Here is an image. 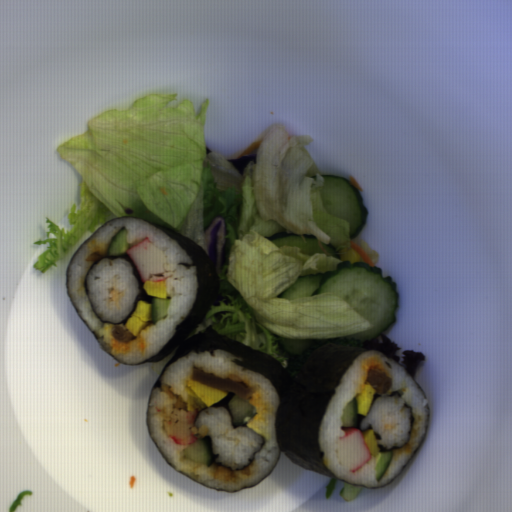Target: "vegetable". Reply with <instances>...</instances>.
Listing matches in <instances>:
<instances>
[{
	"mask_svg": "<svg viewBox=\"0 0 512 512\" xmlns=\"http://www.w3.org/2000/svg\"><path fill=\"white\" fill-rule=\"evenodd\" d=\"M178 100L174 92L143 95L127 110L99 113L87 121L86 132L60 142L55 150L80 179L78 206L66 213L67 231L46 218V238L33 243L48 247L32 269L43 273L71 263L93 235L121 217L161 225L203 249L205 230L219 215L225 232L218 295L186 340L212 325L287 368L288 351L278 337L325 340L372 329L336 293L278 296L298 277L337 271L343 261L309 254L303 245H276L269 236H315L339 251L353 240L351 222L328 213L323 203L327 174L306 147L317 139L274 126L240 173L220 153L207 154L209 97L198 115L188 100Z\"/></svg>",
	"mask_w": 512,
	"mask_h": 512,
	"instance_id": "add77e79",
	"label": "vegetable"
},
{
	"mask_svg": "<svg viewBox=\"0 0 512 512\" xmlns=\"http://www.w3.org/2000/svg\"><path fill=\"white\" fill-rule=\"evenodd\" d=\"M362 348L379 351L394 362H399L400 357L396 353L401 349L398 347L397 342H392L389 336L385 334L381 333L373 339L363 340Z\"/></svg>",
	"mask_w": 512,
	"mask_h": 512,
	"instance_id": "ea0f7189",
	"label": "vegetable"
},
{
	"mask_svg": "<svg viewBox=\"0 0 512 512\" xmlns=\"http://www.w3.org/2000/svg\"><path fill=\"white\" fill-rule=\"evenodd\" d=\"M403 360L402 364L405 365L404 370L409 374V376L413 379L416 375V369L419 362L424 361L425 355L419 351L406 350L402 353Z\"/></svg>",
	"mask_w": 512,
	"mask_h": 512,
	"instance_id": "f7b5029e",
	"label": "vegetable"
}]
</instances>
